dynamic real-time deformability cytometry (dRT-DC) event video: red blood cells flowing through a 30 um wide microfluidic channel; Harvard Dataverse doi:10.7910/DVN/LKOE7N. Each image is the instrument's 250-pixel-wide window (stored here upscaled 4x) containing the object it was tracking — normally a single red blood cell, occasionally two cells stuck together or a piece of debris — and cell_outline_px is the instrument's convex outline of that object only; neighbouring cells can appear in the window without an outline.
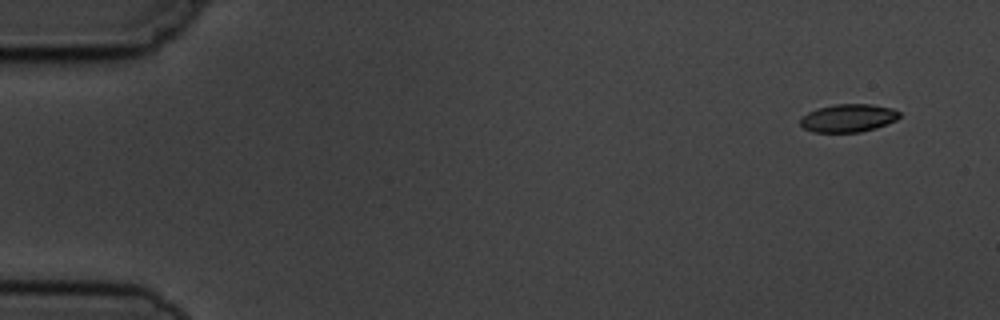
{"species": "common noctule bat (a hibernating species)", "species_latin": "Nyctalus noctula", "temperature_condition": "cold", "stored_images_in_passage": 5, "segment_of_instrument_passage": [1, 2], "camera_frame_rate_fps": 3000, "um_per_image_px": 0.085, "animal": {"sex": "male", "body_mass_g": 19.5, "forearm_length_mm": 54.6}, "frame": {"image": 1, "passage_image": 1, "time_ms": 0.0, "image_size_px": [1000, 320], "cell_outline_px": [[900, 116], [896, 120], [876, 128], [860, 132], [812, 132], [804, 128], [800, 124], [800, 120], [808, 112], [816, 108], [836, 104], [872, 104], [892, 108], [900, 112]], "centroid_in_image_um": [72.11, 10.03], "position_along_channel_um": 12.9, "area_um2": 16.18}}
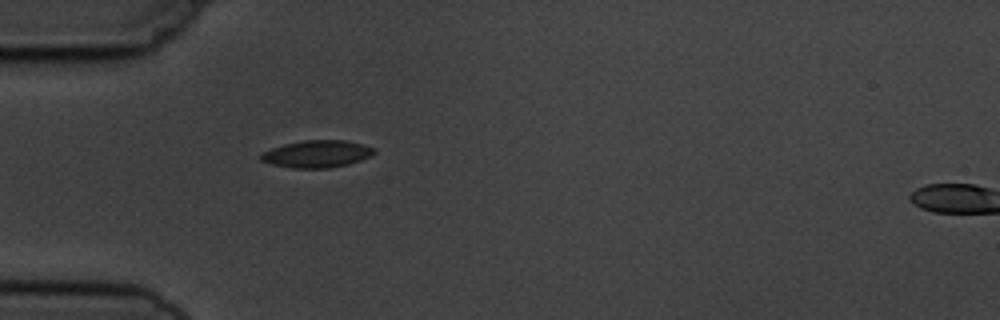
{"frame": {"image": 2, "passage_image": 4, "time_ms": 4.333, "image_size_px": [1000, 320], "cell_outline_px": [[376, 152], [372, 156], [348, 164], [328, 168], [292, 168], [272, 164], [260, 160], [260, 152], [284, 144], [304, 140], [348, 140], [364, 144], [376, 148]], "centroid_in_image_um": [26.96, 13.07], "position_along_channel_um": 58.0, "area_um2": 18.15}}